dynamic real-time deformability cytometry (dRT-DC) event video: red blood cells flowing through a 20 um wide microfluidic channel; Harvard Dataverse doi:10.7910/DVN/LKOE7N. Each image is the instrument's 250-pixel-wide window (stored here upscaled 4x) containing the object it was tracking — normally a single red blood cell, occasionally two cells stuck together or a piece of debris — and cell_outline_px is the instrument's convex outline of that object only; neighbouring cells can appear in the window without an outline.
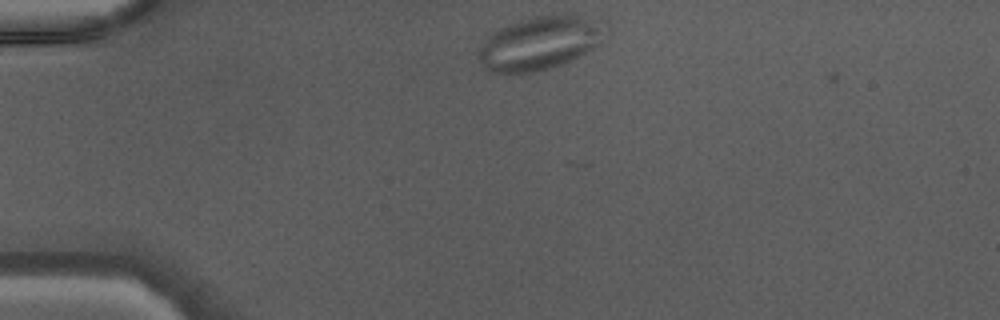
{"species": "Egyptian fruit bat (a non-hibernating species)", "species_latin": "Rousettus aegyptiacus", "temperature_condition": "warm", "stored_images_in_passage": 36, "camera_frame_rate_fps": 3000, "um_per_image_px": 0.085, "animal": {"sex": "male"}, "frame": {"image": 1, "passage_image": 1, "time_ms": 0.0, "image_size_px": [1000, 320], "cell_outline_px": [[596, 44], [592, 48], [580, 56], [572, 60], [548, 68], [532, 72], [488, 72], [484, 68], [480, 60], [480, 44], [492, 32], [508, 24], [532, 16], [552, 12], [572, 12], [596, 24]], "centroid_in_image_um": [45.71, 3.64], "position_along_channel_um": 39.3, "area_um2": 38.26}}